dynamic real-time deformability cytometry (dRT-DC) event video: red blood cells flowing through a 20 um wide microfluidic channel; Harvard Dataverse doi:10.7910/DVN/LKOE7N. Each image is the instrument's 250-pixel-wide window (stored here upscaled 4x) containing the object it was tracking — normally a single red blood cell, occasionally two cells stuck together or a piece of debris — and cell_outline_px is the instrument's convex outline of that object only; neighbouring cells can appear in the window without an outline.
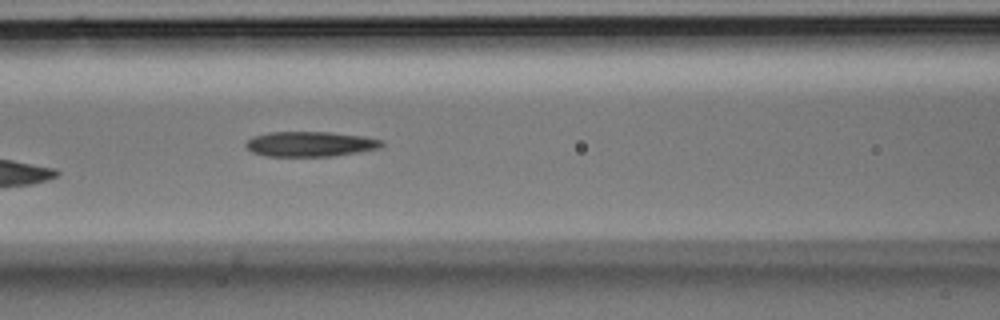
{"species": "Egyptian fruit bat (a non-hibernating species)", "species_latin": "Rousettus aegyptiacus", "temperature_condition": "room temperature", "stored_images_in_passage": 5, "segment_of_instrument_passage": [1, 2], "camera_frame_rate_fps": 3000, "um_per_image_px": 0.085, "animal": {"sex": "male"}, "frame": {"image": 1, "passage_image": 4, "time_ms": 1.0, "image_size_px": [1000, 320], "cell_outline_px": [[384, 144], [380, 148], [332, 156], [268, 156], [252, 152], [244, 144], [252, 136], [268, 132], [332, 132], [364, 136], [384, 140]], "centroid_in_image_um": [26.38, 12.23], "position_along_channel_um": 140.2, "area_um2": 19.88}}